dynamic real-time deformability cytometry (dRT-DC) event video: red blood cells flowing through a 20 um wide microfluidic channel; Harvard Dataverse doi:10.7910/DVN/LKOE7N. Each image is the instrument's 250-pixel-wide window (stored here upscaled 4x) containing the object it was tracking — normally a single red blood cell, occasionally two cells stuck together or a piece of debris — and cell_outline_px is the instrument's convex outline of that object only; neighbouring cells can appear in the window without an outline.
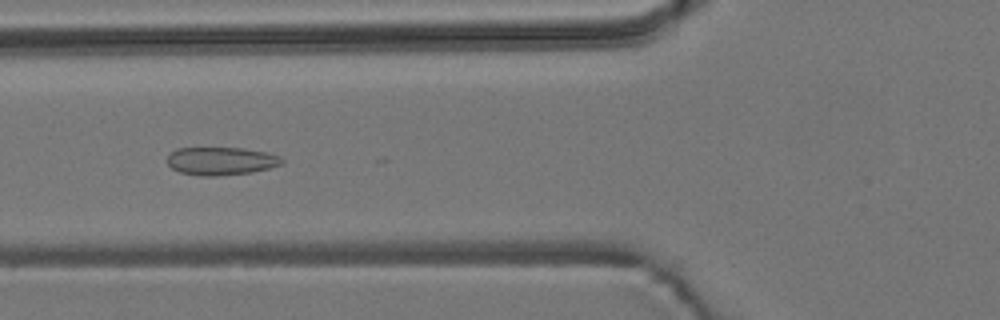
{"species": "common noctule bat (a hibernating species)", "species_latin": "Nyctalus noctula", "temperature_condition": "room temperature", "stored_images_in_passage": 7, "camera_frame_rate_fps": 3000, "um_per_image_px": 0.085, "animal": {"sex": "male", "body_mass_g": 19.2, "forearm_length_mm": 51.8}, "frame": {"image": 1, "passage_image": 5, "time_ms": 1.333, "image_size_px": [1000, 320], "cell_outline_px": [[284, 164], [252, 172], [212, 176], [200, 176], [180, 172], [172, 168], [168, 164], [168, 156], [176, 148], [244, 148], [264, 152], [280, 156], [284, 160]], "centroid_in_image_um": [18.8, 13.68], "position_along_channel_um": 107.0, "area_um2": 18.61}}
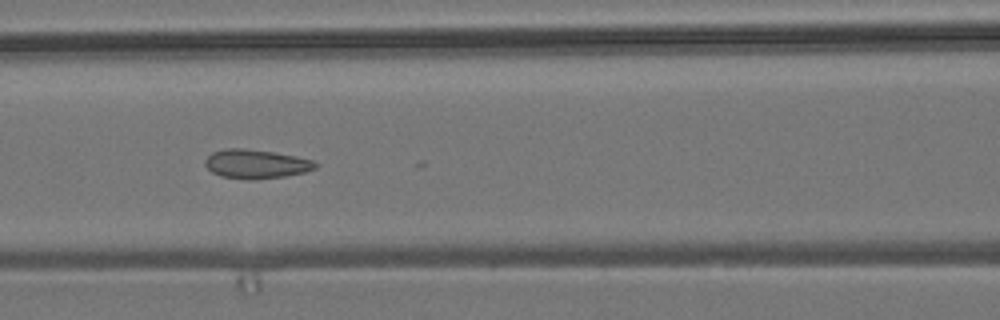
{"frame": {"image": 2, "passage_image": 6, "time_ms": 1.667, "image_size_px": [1000, 320], "cell_outline_px": [[320, 164], [316, 168], [304, 172], [284, 176], [252, 180], [220, 176], [212, 172], [204, 164], [204, 160], [212, 152], [224, 148], [244, 148], [272, 152], [296, 156], [312, 160]], "centroid_in_image_um": [21.75, 13.93], "position_along_channel_um": 144.9, "area_um2": 18.67}}
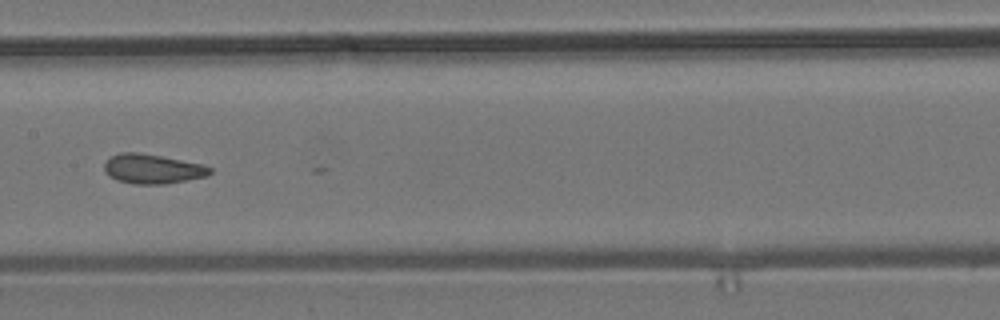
{"frame": {"image": 3, "passage_image": 7, "time_ms": 2.0, "image_size_px": [1000, 320], "cell_outline_px": [[212, 172], [208, 176], [164, 184], [132, 184], [116, 180], [108, 176], [104, 172], [104, 164], [112, 156], [120, 152], [140, 152], [204, 164], [212, 168]], "centroid_in_image_um": [12.96, 14.36], "position_along_channel_um": 194.4, "area_um2": 18.38}}